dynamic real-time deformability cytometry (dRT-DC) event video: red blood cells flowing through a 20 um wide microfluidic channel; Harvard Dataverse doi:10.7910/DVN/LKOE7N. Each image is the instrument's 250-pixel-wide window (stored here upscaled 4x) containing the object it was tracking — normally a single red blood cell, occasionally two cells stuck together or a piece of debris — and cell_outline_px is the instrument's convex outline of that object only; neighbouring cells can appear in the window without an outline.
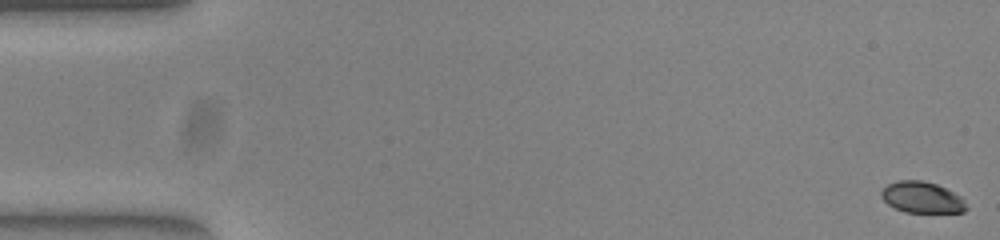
{"species": "common noctule bat (a hibernating species)", "species_latin": "Nyctalus noctula", "temperature_condition": "warm", "stored_images_in_passage": 54, "camera_frame_rate_fps": 3000, "um_per_image_px": 0.085, "animal": {"sex": "female", "body_mass_g": 23.0, "forearm_length_mm": 53.4}, "frame": {"image": 1, "passage_image": 1, "time_ms": 0.0, "image_size_px": [1000, 240], "cell_outline_px": [[968, 208], [964, 212], [904, 212], [888, 204], [880, 196], [880, 192], [888, 184], [900, 180], [924, 180], [936, 184], [960, 196], [964, 200]], "centroid_in_image_um": [78.36, 16.78], "position_along_channel_um": 6.6, "area_um2": 15.37}}
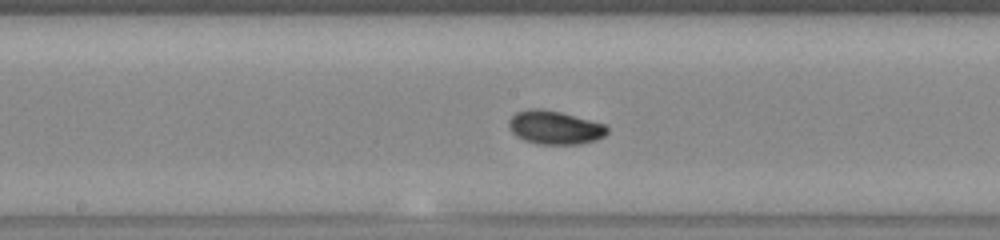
{"frame": {"image": 2, "passage_image": 28, "time_ms": 9.0, "image_size_px": [1000, 240], "cell_outline_px": [[608, 132], [604, 136], [596, 140], [580, 144], [536, 144], [524, 140], [516, 136], [508, 128], [508, 120], [516, 112], [532, 108], [540, 108], [560, 112], [604, 124], [608, 128]], "centroid_in_image_um": [47.12, 10.84], "position_along_channel_um": 201.1, "area_um2": 19.25}}
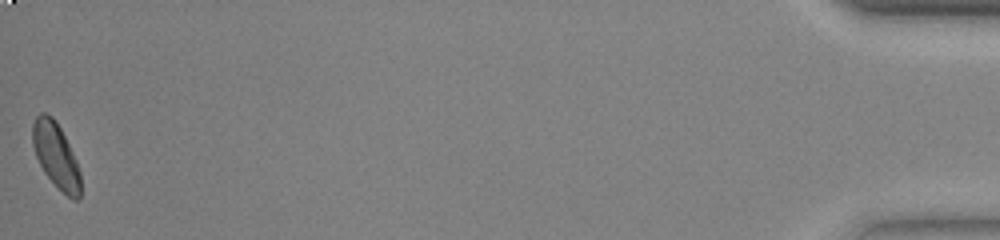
{"frame": {"image": 3, "passage_image": 54, "time_ms": 17.667, "image_size_px": [1000, 240], "cell_outline_px": [[80, 196], [76, 200], [72, 200], [44, 172], [36, 156], [32, 144], [32, 124], [36, 116], [40, 112], [44, 112], [52, 116], [56, 120], [76, 160], [80, 172]], "centroid_in_image_um": [4.74, 13.17], "position_along_channel_um": 430.5, "area_um2": 17.92}, "authors_computed_cell_mechanics": {"area_um2": 17.9758, "velocity_mm_per_s": 3.8316, "shape_relaxation_time_tau1_ms": 2.8447, "shape_relaxation_time_tau2_ms": null, "deformation_change_tau1": 0.1036, "deformation_change_tau2": null}}